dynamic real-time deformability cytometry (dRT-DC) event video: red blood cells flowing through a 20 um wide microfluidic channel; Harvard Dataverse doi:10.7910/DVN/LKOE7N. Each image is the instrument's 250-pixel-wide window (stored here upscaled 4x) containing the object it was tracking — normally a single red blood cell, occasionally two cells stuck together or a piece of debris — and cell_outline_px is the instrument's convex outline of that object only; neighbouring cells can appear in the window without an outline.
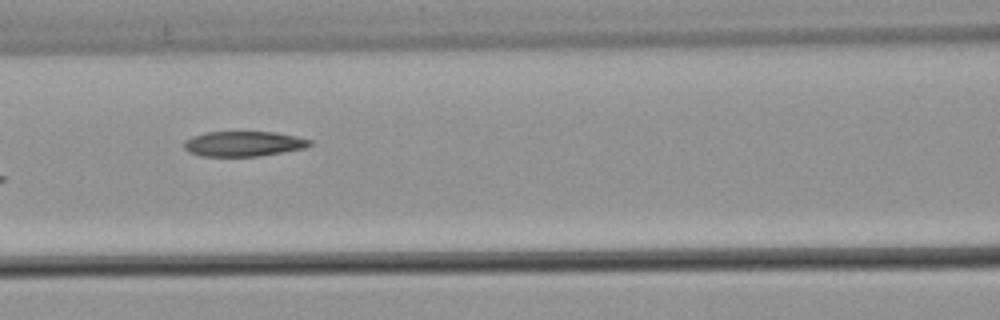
{"species": "common noctule bat (a hibernating species)", "species_latin": "Nyctalus noctula", "temperature_condition": "warm", "stored_images_in_passage": 8, "camera_frame_rate_fps": 3000, "um_per_image_px": 0.085, "animal": {"sex": "male", "body_mass_g": 21.5, "forearm_length_mm": 52.0}, "frame": {"image": 1, "passage_image": 5, "time_ms": 1.333, "image_size_px": [1000, 320], "cell_outline_px": [[312, 144], [304, 148], [256, 156], [200, 156], [188, 152], [184, 148], [184, 140], [192, 136], [204, 132], [276, 132], [296, 136], [312, 140]], "centroid_in_image_um": [20.66, 12.21], "position_along_channel_um": 145.9, "area_um2": 18.38}}